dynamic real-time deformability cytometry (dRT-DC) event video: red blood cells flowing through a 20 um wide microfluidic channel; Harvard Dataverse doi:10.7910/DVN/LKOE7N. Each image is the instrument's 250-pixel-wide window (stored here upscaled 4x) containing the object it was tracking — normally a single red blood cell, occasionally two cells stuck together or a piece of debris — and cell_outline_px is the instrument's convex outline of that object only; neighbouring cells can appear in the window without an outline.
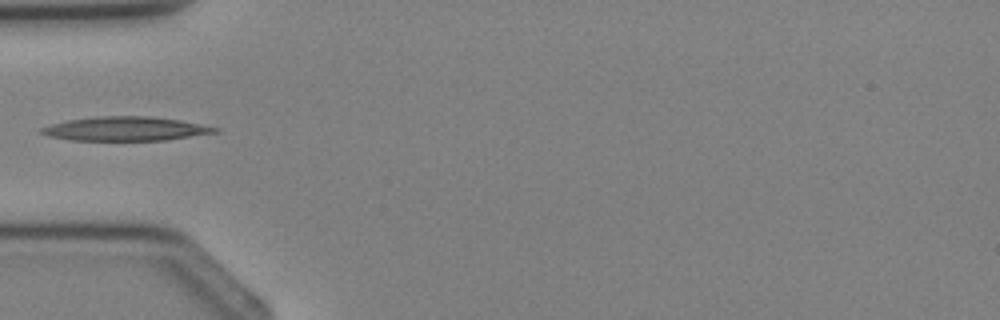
{"species": "Egyptian fruit bat (a non-hibernating species)", "species_latin": "Rousettus aegyptiacus", "temperature_condition": "cold", "stored_images_in_passage": 3, "camera_frame_rate_fps": 3000, "um_per_image_px": 0.085, "animal": {"sex": "female"}, "frame": {"image": 1, "passage_image": 3, "time_ms": 3.0, "image_size_px": [1000, 320], "cell_outline_px": [[220, 132], [164, 140], [72, 140], [48, 136], [40, 132], [40, 128], [52, 124], [68, 120], [96, 116], [148, 116], [180, 120], [220, 128]], "centroid_in_image_um": [10.68, 10.94], "position_along_channel_um": 74.3, "area_um2": 24.16}}